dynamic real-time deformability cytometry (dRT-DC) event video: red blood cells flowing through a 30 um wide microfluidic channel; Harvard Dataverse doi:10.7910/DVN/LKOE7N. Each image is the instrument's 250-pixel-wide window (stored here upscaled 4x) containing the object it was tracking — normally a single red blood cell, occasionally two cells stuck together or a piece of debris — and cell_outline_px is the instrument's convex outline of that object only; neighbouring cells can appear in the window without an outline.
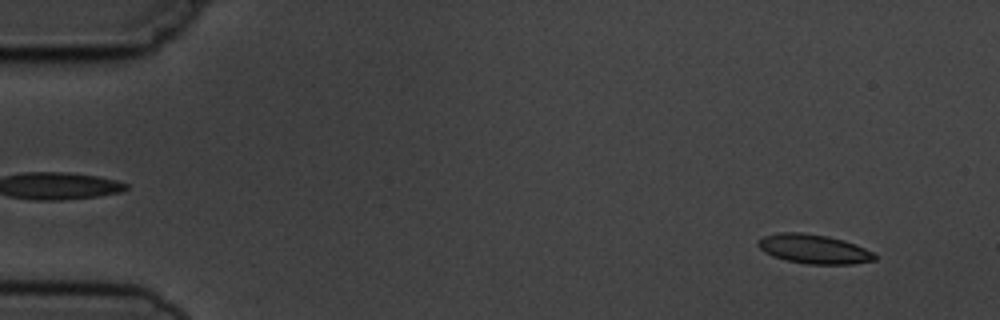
{"species": "common noctule bat (a hibernating species)", "species_latin": "Nyctalus noctula", "temperature_condition": "cold", "stored_images_in_passage": 14, "camera_frame_rate_fps": 3000, "um_per_image_px": 0.085, "animal": {"sex": "male", "body_mass_g": 19.5, "forearm_length_mm": 54.6}, "frame": {"image": 1, "passage_image": 1, "time_ms": 0.0, "image_size_px": [1000, 320], "cell_outline_px": [[876, 260], [852, 264], [808, 264], [784, 260], [772, 256], [764, 252], [756, 244], [764, 236], [780, 232], [804, 232], [828, 236], [844, 240], [864, 248], [872, 252], [876, 256]], "centroid_in_image_um": [69.16, 21.16], "position_along_channel_um": 15.8, "area_um2": 19.88}}
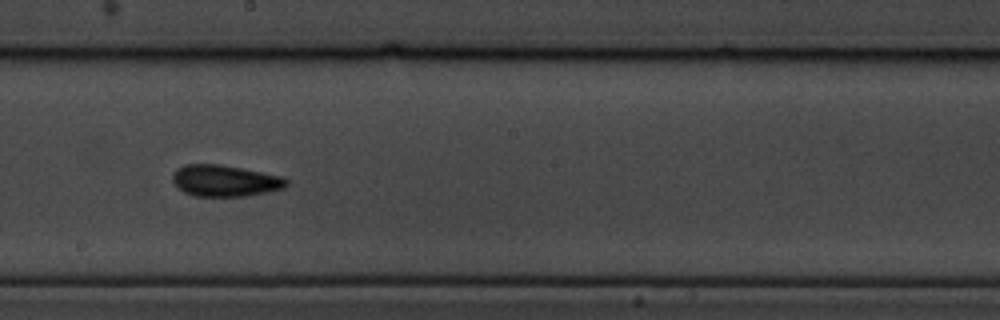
{"frame": {"image": 2, "passage_image": 8, "time_ms": 8.667, "image_size_px": [1000, 320], "cell_outline_px": [[288, 184], [284, 188], [268, 192], [244, 196], [196, 196], [184, 192], [172, 180], [172, 176], [176, 168], [184, 164], [220, 164], [280, 176], [288, 180]], "centroid_in_image_um": [19.1, 15.36], "position_along_channel_um": 229.1, "area_um2": 20.69}}
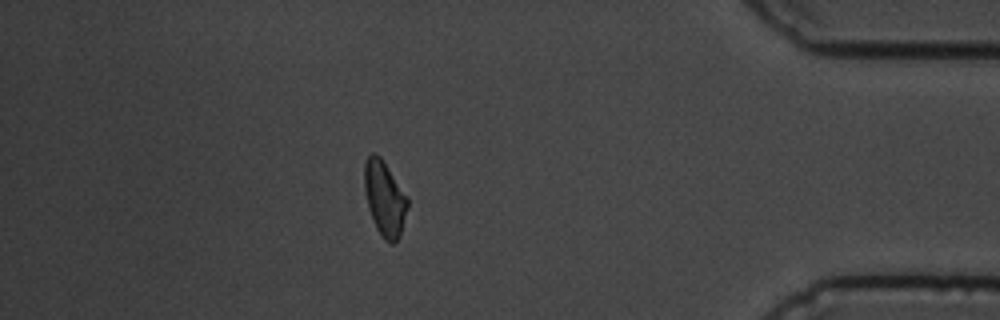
{"frame": {"image": 3, "passage_image": 13, "time_ms": 14.333, "image_size_px": [1000, 320], "cell_outline_px": [[408, 208], [400, 236], [392, 244], [384, 240], [376, 228], [368, 208], [364, 192], [364, 164], [368, 156], [372, 152], [376, 152], [380, 156], [408, 200]], "centroid_in_image_um": [32.66, 16.88], "position_along_channel_um": 402.5, "area_um2": 18.67}, "authors_computed_cell_mechanics": {"area_um2": 19.5942, "velocity_mm_per_s": 3.7369, "shape_relaxation_time_tau1_ms": 2.4606, "shape_relaxation_time_tau2_ms": 1.4743, "deformation_change_tau1": 0.1122, "deformation_change_tau2": 0.0804}}